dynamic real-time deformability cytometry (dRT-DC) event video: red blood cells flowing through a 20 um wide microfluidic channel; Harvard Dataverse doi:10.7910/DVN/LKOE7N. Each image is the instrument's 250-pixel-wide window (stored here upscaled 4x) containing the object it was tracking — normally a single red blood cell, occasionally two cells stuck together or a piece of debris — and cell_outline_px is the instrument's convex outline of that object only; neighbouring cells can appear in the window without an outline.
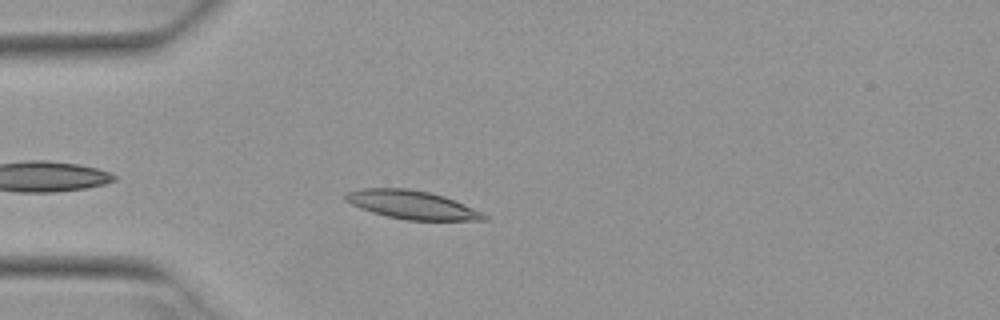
{"species": "Egyptian fruit bat (a non-hibernating species)", "species_latin": "Rousettus aegyptiacus", "temperature_condition": "warm", "stored_images_in_passage": 15, "camera_frame_rate_fps": 3000, "um_per_image_px": 0.085, "animal": {"sex": "female"}, "frame": {"image": 1, "passage_image": 4, "time_ms": 1.0, "image_size_px": [1000, 320], "cell_outline_px": [[488, 220], [408, 220], [388, 216], [372, 212], [360, 208], [344, 200], [344, 196], [348, 192], [364, 188], [408, 188], [428, 192], [444, 196], [464, 204], [488, 216]], "centroid_in_image_um": [35.0, 17.4], "position_along_channel_um": 50.0, "area_um2": 22.66}}
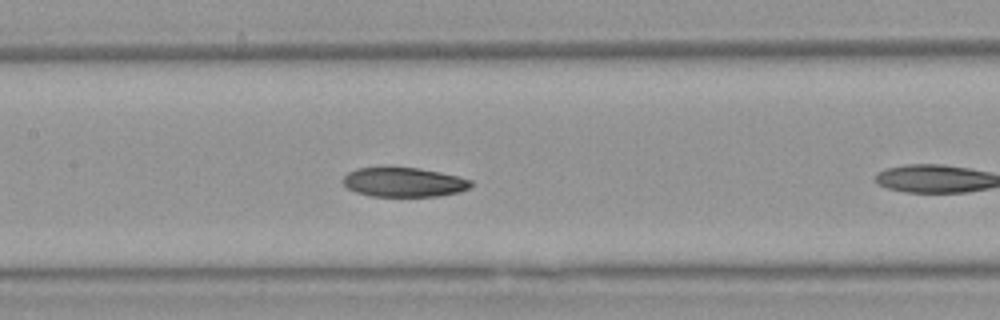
{"frame": {"image": 2, "passage_image": 11, "time_ms": 3.333, "image_size_px": [1000, 320], "cell_outline_px": [[472, 184], [468, 188], [460, 192], [440, 196], [372, 196], [356, 192], [348, 188], [344, 184], [344, 176], [348, 172], [356, 168], [416, 168], [440, 172], [472, 180]], "centroid_in_image_um": [34.34, 15.49], "position_along_channel_um": 173.1, "area_um2": 21.62}}
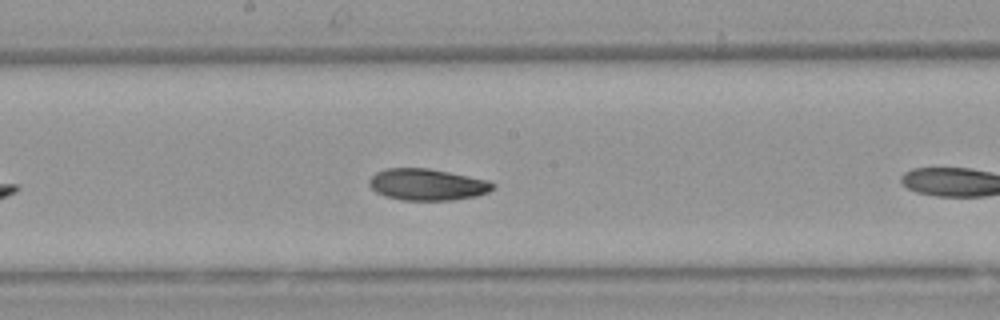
{"frame": {"image": 3, "passage_image": 14, "time_ms": 4.333, "image_size_px": [1000, 320], "cell_outline_px": [[496, 188], [488, 192], [476, 196], [452, 200], [404, 200], [384, 196], [376, 192], [368, 184], [368, 180], [376, 172], [384, 168], [428, 168], [488, 180], [496, 184]], "centroid_in_image_um": [36.31, 15.68], "position_along_channel_um": 211.9, "area_um2": 22.83}}